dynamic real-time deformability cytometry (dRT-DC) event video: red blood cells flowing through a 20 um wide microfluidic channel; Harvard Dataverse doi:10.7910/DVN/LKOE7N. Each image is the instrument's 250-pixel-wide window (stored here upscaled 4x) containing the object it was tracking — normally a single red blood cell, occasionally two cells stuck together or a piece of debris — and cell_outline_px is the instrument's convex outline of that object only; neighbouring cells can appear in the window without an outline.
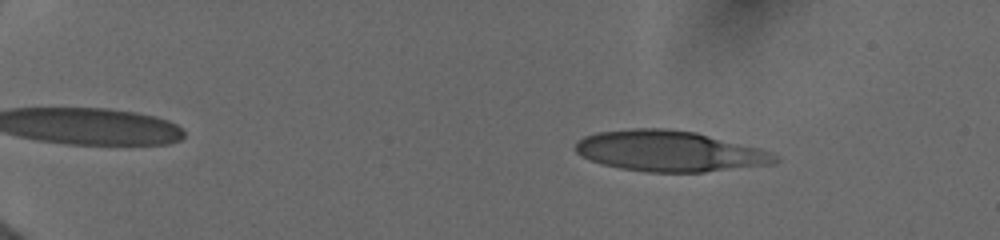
{"species": "human", "species_latin": "Homo sapiens", "temperature_condition": "cold", "stored_images_in_passage": 17, "camera_frame_rate_fps": 3000, "um_per_image_px": 0.085, "donor": {"sex": "female"}, "frame": {"image": 1, "passage_image": 5, "time_ms": 1.667, "image_size_px": [1000, 240], "cell_outline_px": [[780, 160], [776, 164], [704, 172], [648, 172], [620, 168], [604, 164], [580, 156], [576, 152], [576, 140], [584, 136], [596, 132], [632, 128], [668, 128], [696, 132], [760, 148], [772, 152]], "centroid_in_image_um": [56.93, 12.84], "position_along_channel_um": 28.1, "area_um2": 47.69}}
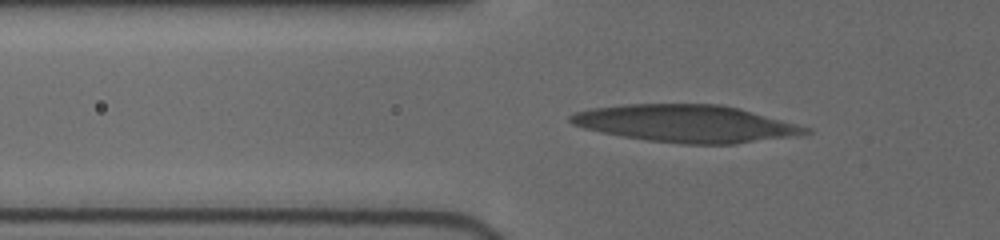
{"frame": {"image": 2, "passage_image": 14, "time_ms": 5.333, "image_size_px": [1000, 240], "cell_outline_px": [[812, 132], [788, 136], [732, 144], [684, 144], [648, 140], [600, 132], [584, 128], [572, 124], [568, 120], [568, 116], [576, 112], [588, 108], [628, 104], [720, 104], [736, 108], [812, 128]], "centroid_in_image_um": [58.23, 10.49], "position_along_channel_um": 67.6, "area_um2": 50.46}}
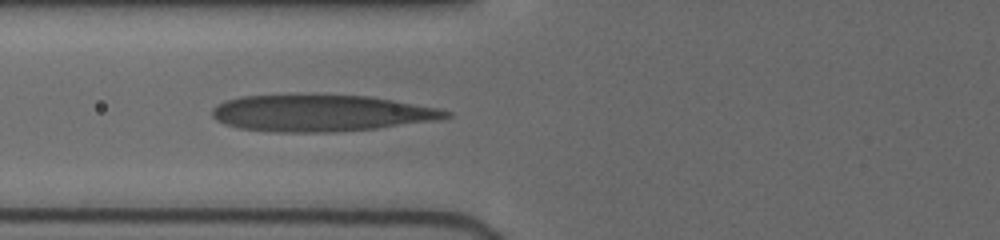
{"frame": {"image": 3, "passage_image": 17, "time_ms": 6.333, "image_size_px": [1000, 240], "cell_outline_px": [[452, 116], [436, 120], [376, 128], [332, 132], [280, 132], [240, 128], [224, 124], [216, 120], [212, 116], [212, 108], [224, 100], [240, 96], [288, 92], [368, 96], [440, 108], [452, 112]], "centroid_in_image_um": [27.21, 9.57], "position_along_channel_um": 98.6, "area_um2": 51.04}}